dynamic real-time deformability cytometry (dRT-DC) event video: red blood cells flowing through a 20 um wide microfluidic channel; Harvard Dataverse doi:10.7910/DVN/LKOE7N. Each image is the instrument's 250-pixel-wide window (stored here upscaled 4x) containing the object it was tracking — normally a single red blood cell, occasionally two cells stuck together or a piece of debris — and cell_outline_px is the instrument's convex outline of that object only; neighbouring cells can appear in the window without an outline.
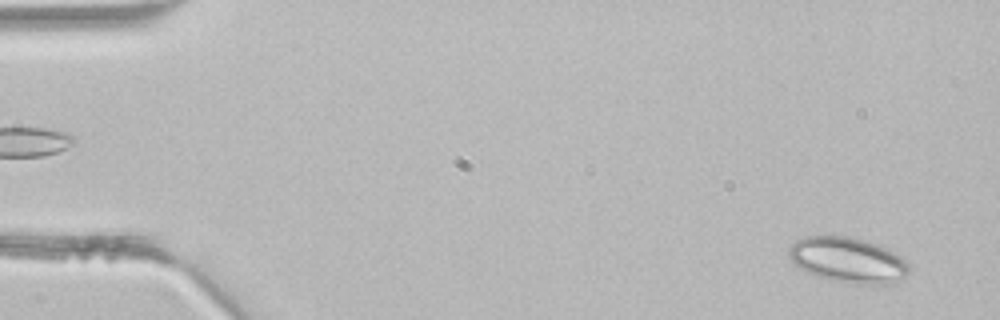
{"species": "common noctule bat (a hibernating species)", "species_latin": "Nyctalus noctula", "temperature_condition": "room temperature", "stored_images_in_passage": 3, "camera_frame_rate_fps": 3000, "um_per_image_px": 0.085, "animal": {"sex": "male", "body_mass_g": 21.5, "forearm_length_mm": 52.0}, "frame": {"image": 1, "passage_image": 3, "time_ms": 0.667, "image_size_px": [1000, 320], "cell_outline_px": [[908, 272], [896, 284], [856, 284], [832, 280], [816, 276], [800, 268], [788, 256], [788, 248], [796, 240], [808, 236], [848, 236], [864, 240], [876, 244], [892, 252], [904, 260], [908, 264]], "centroid_in_image_um": [72.05, 22.11], "position_along_channel_um": 12.9, "area_um2": 31.5}}